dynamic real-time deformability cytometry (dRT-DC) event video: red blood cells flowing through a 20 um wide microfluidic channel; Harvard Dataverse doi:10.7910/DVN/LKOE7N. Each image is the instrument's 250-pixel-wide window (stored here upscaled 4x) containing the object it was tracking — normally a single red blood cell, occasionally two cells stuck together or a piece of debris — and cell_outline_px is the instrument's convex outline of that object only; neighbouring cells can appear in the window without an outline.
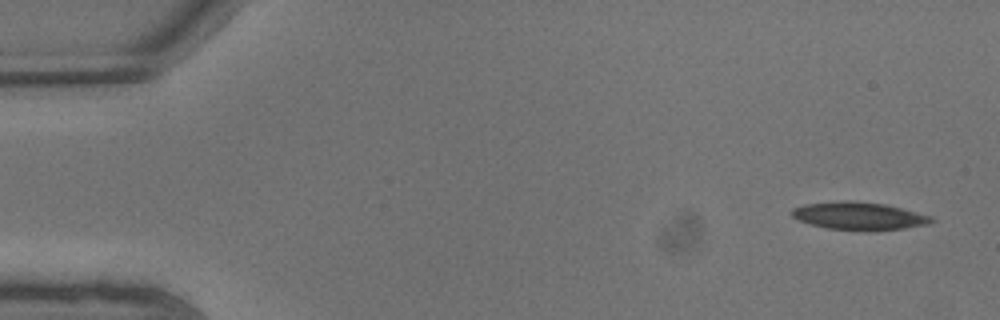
{"species": "common noctule bat (a hibernating species)", "species_latin": "Nyctalus noctula", "temperature_condition": "warm", "stored_images_in_passage": 7, "camera_frame_rate_fps": 3000, "um_per_image_px": 0.085, "animal": {"sex": "male", "body_mass_g": 13.3}, "frame": {"image": 1, "passage_image": 1, "time_ms": 0.0, "image_size_px": [1000, 320], "cell_outline_px": [[936, 220], [928, 224], [904, 228], [876, 232], [868, 232], [824, 228], [800, 220], [792, 216], [788, 212], [792, 208], [804, 204], [844, 200], [852, 200], [884, 204], [932, 216]], "centroid_in_image_um": [73.0, 18.37], "position_along_channel_um": 12.0, "area_um2": 23.0}}
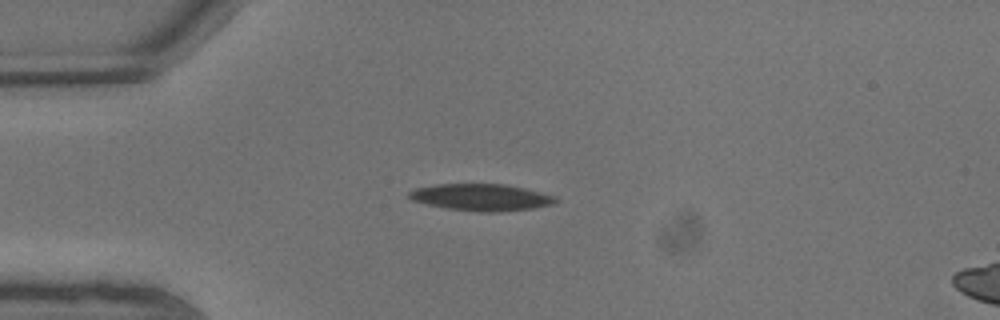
{"frame": {"image": 2, "passage_image": 5, "time_ms": 1.333, "image_size_px": [1000, 320], "cell_outline_px": [[560, 200], [556, 204], [536, 208], [500, 212], [480, 212], [448, 208], [428, 204], [412, 200], [408, 196], [408, 192], [416, 188], [436, 184], [504, 184], [524, 188], [556, 196]], "centroid_in_image_um": [40.97, 16.77], "position_along_channel_um": 44.0, "area_um2": 23.0}}
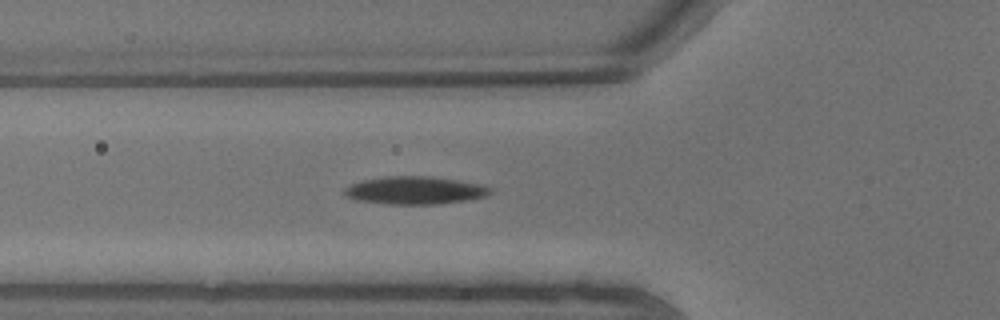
{"frame": {"image": 3, "passage_image": 7, "time_ms": 2.0, "image_size_px": [1000, 320], "cell_outline_px": [[492, 192], [484, 196], [468, 200], [436, 204], [384, 204], [356, 200], [348, 196], [344, 192], [344, 188], [352, 184], [364, 180], [384, 176], [432, 176], [480, 184], [492, 188]], "centroid_in_image_um": [35.27, 16.18], "position_along_channel_um": 90.5, "area_um2": 23.52}}